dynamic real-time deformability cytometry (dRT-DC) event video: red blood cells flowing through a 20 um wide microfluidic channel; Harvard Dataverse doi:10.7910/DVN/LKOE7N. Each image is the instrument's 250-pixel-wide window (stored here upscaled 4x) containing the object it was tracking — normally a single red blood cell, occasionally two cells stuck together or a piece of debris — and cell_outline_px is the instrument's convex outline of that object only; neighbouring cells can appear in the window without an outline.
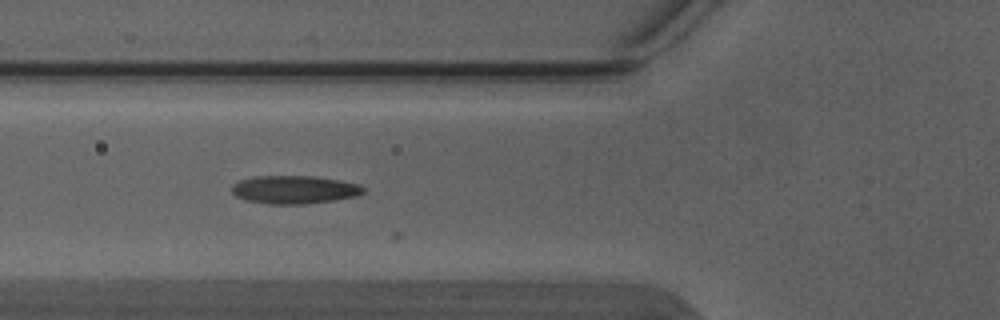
{"species": "Egyptian fruit bat (a non-hibernating species)", "species_latin": "Rousettus aegyptiacus", "temperature_condition": "warm", "stored_images_in_passage": 6, "camera_frame_rate_fps": 3000, "um_per_image_px": 0.085, "animal": {"sex": "male"}, "frame": {"image": 1, "passage_image": 4, "time_ms": 1.0, "image_size_px": [1000, 320], "cell_outline_px": [[364, 192], [356, 196], [336, 200], [304, 204], [268, 204], [244, 200], [236, 196], [232, 192], [232, 184], [240, 180], [256, 176], [312, 176], [336, 180], [356, 184], [364, 188]], "centroid_in_image_um": [24.97, 16.13], "position_along_channel_um": 100.8, "area_um2": 21.44}}
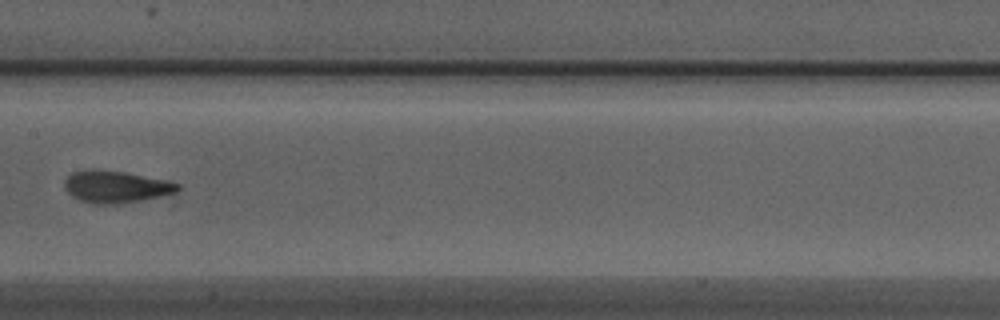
{"frame": {"image": 2, "passage_image": 6, "time_ms": 1.667, "image_size_px": [1000, 320], "cell_outline_px": [[180, 188], [176, 192], [144, 200], [116, 204], [92, 204], [80, 200], [72, 196], [64, 188], [64, 180], [72, 172], [88, 168], [92, 168], [124, 172], [168, 180], [180, 184]], "centroid_in_image_um": [9.83, 15.86], "position_along_channel_um": 197.6, "area_um2": 21.39}}